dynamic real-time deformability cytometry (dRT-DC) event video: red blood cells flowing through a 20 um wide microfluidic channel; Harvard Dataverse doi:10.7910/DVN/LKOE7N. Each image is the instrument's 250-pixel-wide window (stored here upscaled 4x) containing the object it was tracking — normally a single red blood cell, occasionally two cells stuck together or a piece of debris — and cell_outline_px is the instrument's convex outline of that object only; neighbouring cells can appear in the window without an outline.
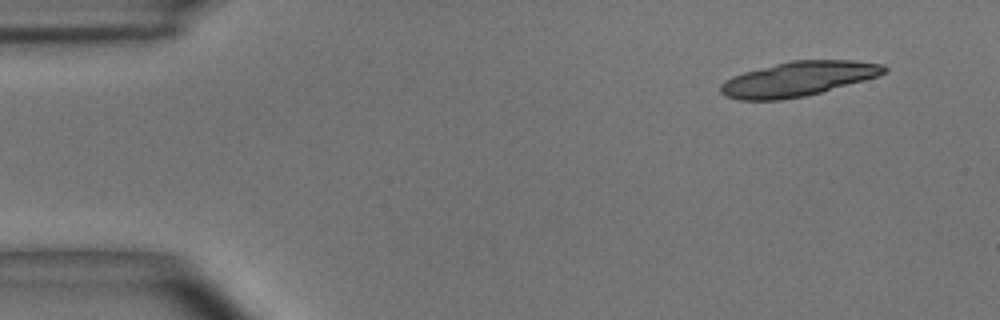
{"species": "common noctule bat (a hibernating species)", "species_latin": "Nyctalus noctula", "temperature_condition": "room temperature", "stored_images_in_passage": 6, "camera_frame_rate_fps": 3000, "um_per_image_px": 0.085, "animal": {"sex": "male", "body_mass_g": 15.6}, "frame": {"image": 1, "passage_image": 6, "time_ms": 1.667, "image_size_px": [1000, 320], "cell_outline_px": [[888, 72], [864, 80], [820, 92], [804, 96], [780, 100], [740, 100], [724, 96], [720, 92], [720, 84], [724, 80], [732, 76], [744, 72], [792, 60], [852, 60], [884, 64], [888, 68]], "centroid_in_image_um": [67.82, 6.71], "position_along_channel_um": 17.2, "area_um2": 32.89}}